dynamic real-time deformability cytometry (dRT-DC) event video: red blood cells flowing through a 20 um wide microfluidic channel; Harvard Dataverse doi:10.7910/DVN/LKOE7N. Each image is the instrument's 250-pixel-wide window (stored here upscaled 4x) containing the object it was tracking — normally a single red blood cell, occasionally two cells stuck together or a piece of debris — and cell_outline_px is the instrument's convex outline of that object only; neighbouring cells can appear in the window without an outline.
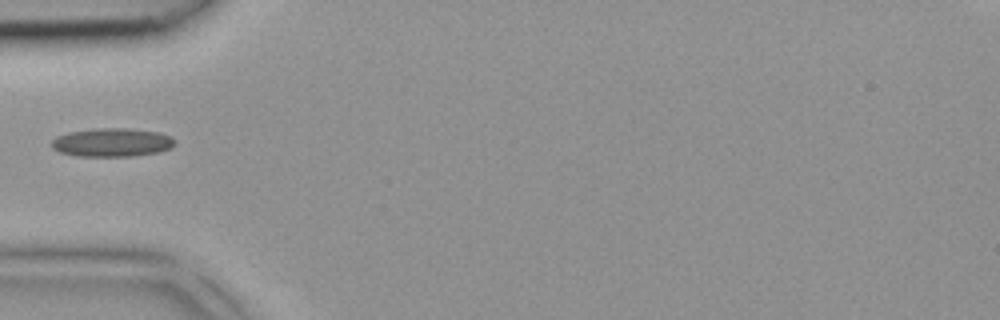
{"species": "common noctule bat (a hibernating species)", "species_latin": "Nyctalus noctula", "temperature_condition": "room temperature", "stored_images_in_passage": 4, "camera_frame_rate_fps": 3000, "um_per_image_px": 0.085, "animal": {"sex": "female", "body_mass_g": 18.4}, "frame": {"image": 1, "passage_image": 4, "time_ms": 1.0, "image_size_px": [1000, 320], "cell_outline_px": [[176, 144], [172, 148], [160, 152], [132, 156], [76, 156], [60, 152], [52, 148], [52, 140], [56, 136], [68, 132], [96, 128], [124, 128], [160, 132], [172, 136], [176, 140]], "centroid_in_image_um": [9.56, 12.1], "position_along_channel_um": 75.4, "area_um2": 20.75}}